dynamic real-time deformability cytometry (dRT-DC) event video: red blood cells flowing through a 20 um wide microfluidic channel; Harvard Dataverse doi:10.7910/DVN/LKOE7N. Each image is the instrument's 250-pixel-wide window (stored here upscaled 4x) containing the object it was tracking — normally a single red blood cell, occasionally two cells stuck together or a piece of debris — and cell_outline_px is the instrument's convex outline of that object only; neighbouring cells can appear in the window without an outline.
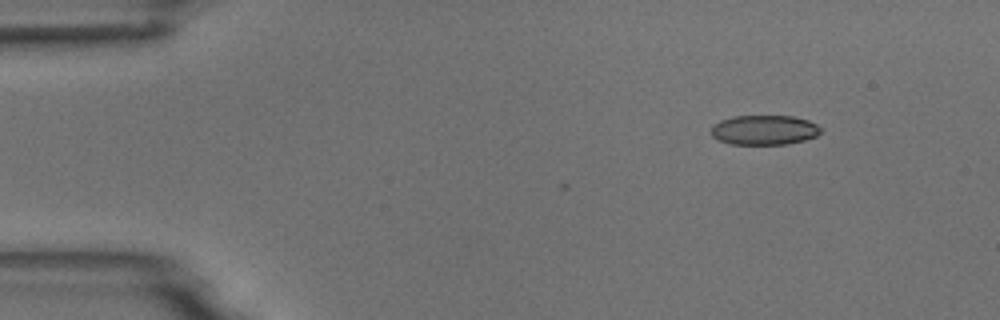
{"species": "common noctule bat (a hibernating species)", "species_latin": "Nyctalus noctula", "temperature_condition": "room temperature", "stored_images_in_passage": 5, "camera_frame_rate_fps": 3000, "um_per_image_px": 0.085, "animal": {"sex": "male", "body_mass_g": 18.8}, "frame": {"image": 1, "passage_image": 1, "time_ms": 0.0, "image_size_px": [1000, 320], "cell_outline_px": [[820, 132], [816, 136], [804, 140], [788, 144], [732, 144], [720, 140], [712, 136], [712, 124], [720, 120], [732, 116], [792, 116], [808, 120], [816, 124], [820, 128]], "centroid_in_image_um": [64.95, 11.04], "position_along_channel_um": 20.1, "area_um2": 18.9}}